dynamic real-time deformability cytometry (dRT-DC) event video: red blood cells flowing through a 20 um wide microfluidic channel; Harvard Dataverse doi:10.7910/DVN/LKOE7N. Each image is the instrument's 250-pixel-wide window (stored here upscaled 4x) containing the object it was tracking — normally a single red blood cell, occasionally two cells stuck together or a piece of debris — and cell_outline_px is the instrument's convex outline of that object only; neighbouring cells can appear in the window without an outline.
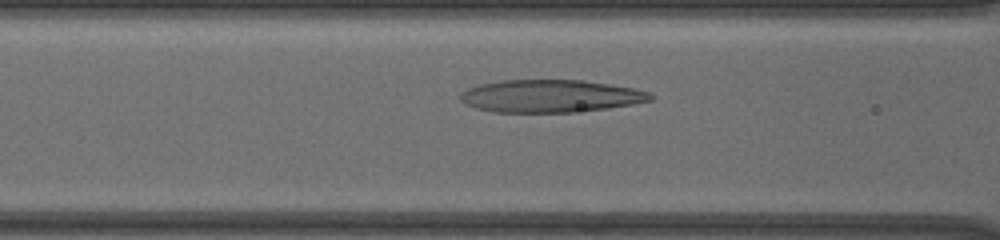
{"species": "human", "species_latin": "Homo sapiens", "temperature_condition": "cold", "stored_images_in_passage": 23, "camera_frame_rate_fps": 3000, "um_per_image_px": 0.085, "donor": {"sex": "male"}, "frame": {"image": 1, "passage_image": 13, "time_ms": 3.667, "image_size_px": [1000, 240], "cell_outline_px": [[652, 100], [632, 104], [608, 108], [572, 112], [496, 112], [476, 108], [460, 100], [460, 92], [468, 88], [480, 84], [500, 80], [584, 80], [632, 88], [648, 92], [652, 96]], "centroid_in_image_um": [46.76, 8.16], "position_along_channel_um": 119.8, "area_um2": 35.84}}
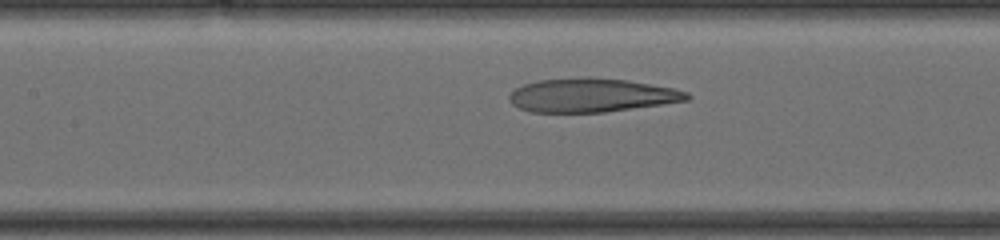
{"frame": {"image": 2, "passage_image": 16, "time_ms": 4.667, "image_size_px": [1000, 240], "cell_outline_px": [[692, 96], [688, 100], [604, 112], [528, 112], [512, 104], [508, 100], [508, 96], [516, 88], [524, 84], [540, 80], [628, 80], [676, 88], [688, 92]], "centroid_in_image_um": [50.31, 8.13], "position_along_channel_um": 157.1, "area_um2": 33.81}}
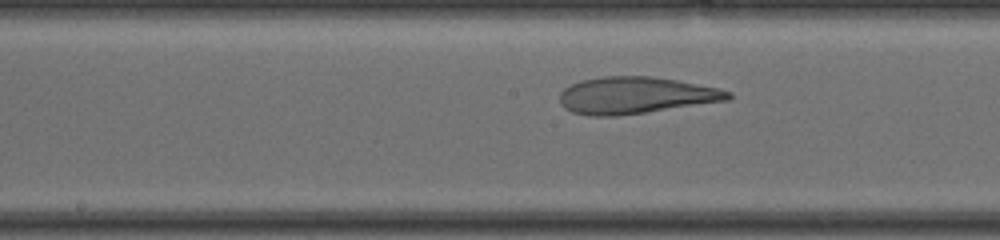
{"frame": {"image": 3, "passage_image": 20, "time_ms": 5.667, "image_size_px": [1000, 240], "cell_outline_px": [[732, 96], [728, 100], [616, 116], [588, 116], [572, 112], [564, 108], [560, 104], [560, 92], [564, 88], [580, 80], [604, 76], [652, 76], [676, 80], [720, 88], [732, 92]], "centroid_in_image_um": [53.99, 8.1], "position_along_channel_um": 194.2, "area_um2": 36.07}}